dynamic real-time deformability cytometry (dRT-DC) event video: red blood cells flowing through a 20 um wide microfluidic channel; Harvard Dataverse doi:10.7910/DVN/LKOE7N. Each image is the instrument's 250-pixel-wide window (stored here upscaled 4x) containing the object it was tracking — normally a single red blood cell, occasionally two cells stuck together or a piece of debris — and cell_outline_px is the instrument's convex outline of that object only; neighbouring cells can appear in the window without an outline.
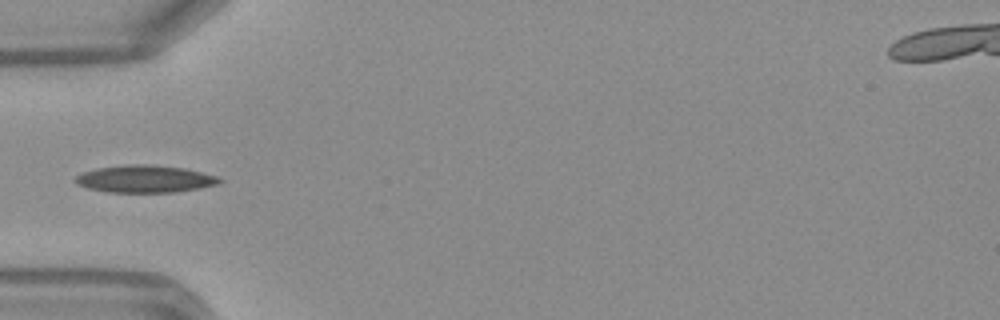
{"species": "Egyptian fruit bat (a non-hibernating species)", "species_latin": "Rousettus aegyptiacus", "temperature_condition": "warm", "stored_images_in_passage": 34, "camera_frame_rate_fps": 3000, "um_per_image_px": 0.085, "frame": {"image": 1, "passage_image": 1, "time_ms": 0.0, "image_size_px": [1000, 320], "cell_outline_px": [[224, 180], [220, 184], [200, 188], [176, 192], [108, 192], [88, 188], [76, 184], [72, 180], [76, 176], [84, 172], [96, 168], [128, 164], [148, 164], [184, 168], [216, 176]], "centroid_in_image_um": [12.31, 15.21], "position_along_channel_um": 72.7, "area_um2": 23.0}}
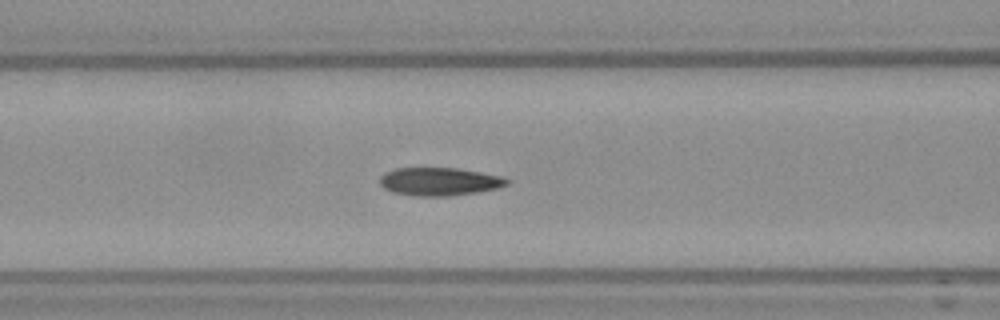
{"frame": {"image": 2, "passage_image": 5, "time_ms": 1.333, "image_size_px": [1000, 320], "cell_outline_px": [[512, 180], [508, 184], [496, 188], [476, 192], [448, 196], [420, 196], [392, 192], [384, 188], [380, 184], [380, 176], [384, 172], [396, 168], [456, 168], [504, 176]], "centroid_in_image_um": [37.36, 15.42], "position_along_channel_um": 129.2, "area_um2": 20.81}}
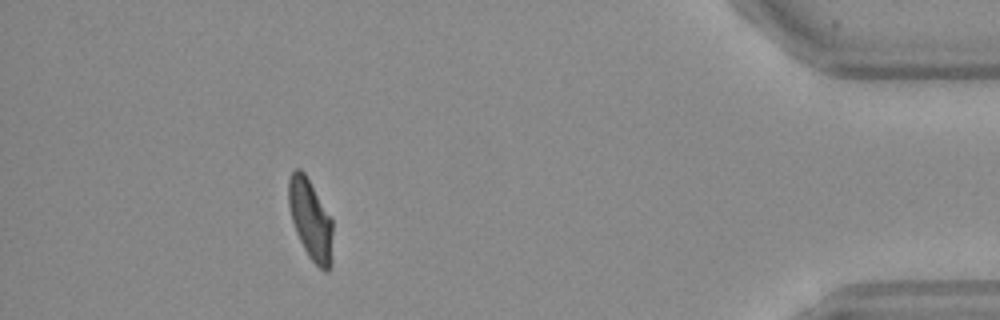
{"frame": {"image": 3, "passage_image": 29, "time_ms": 9.333, "image_size_px": [1000, 320], "cell_outline_px": [[332, 268], [328, 272], [324, 272], [308, 256], [296, 232], [292, 220], [288, 204], [288, 180], [292, 172], [296, 168], [300, 168], [304, 172], [332, 220]], "centroid_in_image_um": [26.4, 18.7], "position_along_channel_um": 408.8, "area_um2": 20.58}, "authors_computed_cell_mechanics": {"area_um2": 20.8369, "velocity_mm_per_s": 4.1551, "shape_relaxation_time_tau1_ms": 3.0008, "shape_relaxation_time_tau2_ms": 1.1599, "deformation_change_tau1": 0.169, "deformation_change_tau2": 0.0825}}